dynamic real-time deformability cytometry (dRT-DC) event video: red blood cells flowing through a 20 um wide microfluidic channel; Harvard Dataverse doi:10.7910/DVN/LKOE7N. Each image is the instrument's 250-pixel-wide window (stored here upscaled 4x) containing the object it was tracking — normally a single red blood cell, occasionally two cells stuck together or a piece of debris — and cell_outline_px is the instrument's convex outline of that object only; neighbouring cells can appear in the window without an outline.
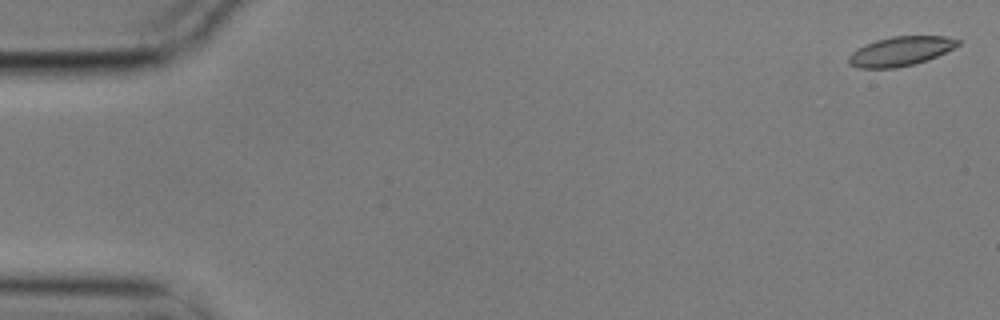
{"species": "common noctule bat (a hibernating species)", "species_latin": "Nyctalus noctula", "temperature_condition": "cold", "stored_images_in_passage": 4, "camera_frame_rate_fps": 3000, "um_per_image_px": 0.085, "animal": {"sex": "male", "body_mass_g": 17.9}, "frame": {"image": 1, "passage_image": 1, "time_ms": 0.0, "image_size_px": [1000, 320], "cell_outline_px": [[960, 44], [928, 60], [916, 64], [896, 68], [860, 68], [848, 64], [848, 56], [856, 48], [876, 40], [892, 36], [944, 36], [960, 40]], "centroid_in_image_um": [76.51, 4.36], "position_along_channel_um": 8.5, "area_um2": 18.67}}
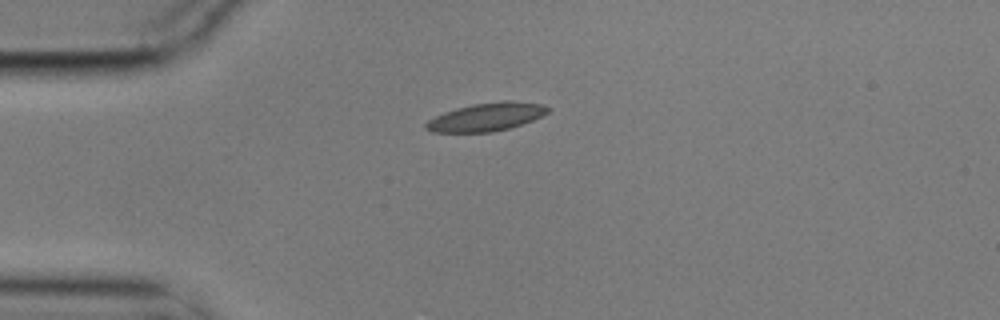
{"frame": {"image": 2, "passage_image": 4, "time_ms": 1.0, "image_size_px": [1000, 320], "cell_outline_px": [[548, 112], [532, 120], [508, 128], [492, 132], [432, 132], [424, 128], [424, 124], [428, 120], [444, 112], [456, 108], [472, 104], [504, 100], [512, 100], [544, 104], [548, 108]], "centroid_in_image_um": [41.31, 9.93], "position_along_channel_um": 43.7, "area_um2": 19.94}}